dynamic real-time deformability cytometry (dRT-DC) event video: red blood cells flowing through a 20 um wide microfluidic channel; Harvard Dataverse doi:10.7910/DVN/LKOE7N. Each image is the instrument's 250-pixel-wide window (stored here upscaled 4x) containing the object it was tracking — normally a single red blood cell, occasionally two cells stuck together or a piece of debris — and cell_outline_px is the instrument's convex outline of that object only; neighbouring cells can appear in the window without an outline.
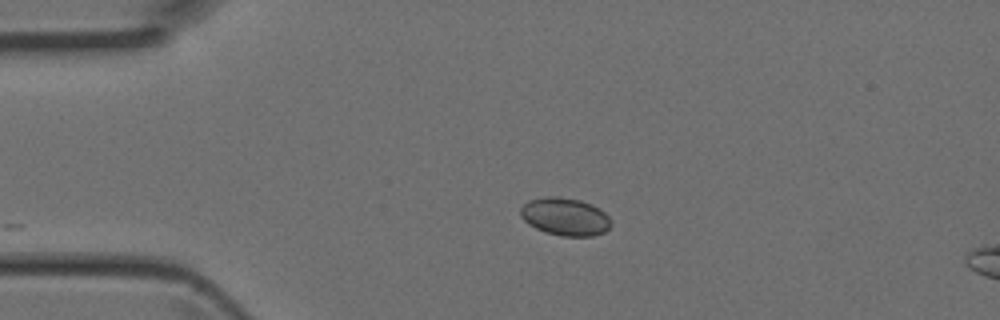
{"species": "Egyptian fruit bat (a non-hibernating species)", "species_latin": "Rousettus aegyptiacus", "temperature_condition": "room temperature", "stored_images_in_passage": 5, "camera_frame_rate_fps": 3000, "um_per_image_px": 0.085, "animal": {"sex": "female"}, "frame": {"image": 1, "passage_image": 1, "time_ms": 0.0, "image_size_px": [1000, 320], "cell_outline_px": [[612, 224], [604, 232], [592, 236], [560, 236], [544, 232], [528, 224], [520, 216], [520, 208], [528, 200], [544, 196], [560, 196], [580, 200], [592, 204], [600, 208], [612, 220]], "centroid_in_image_um": [48.03, 18.41], "position_along_channel_um": 37.0, "area_um2": 20.23}}